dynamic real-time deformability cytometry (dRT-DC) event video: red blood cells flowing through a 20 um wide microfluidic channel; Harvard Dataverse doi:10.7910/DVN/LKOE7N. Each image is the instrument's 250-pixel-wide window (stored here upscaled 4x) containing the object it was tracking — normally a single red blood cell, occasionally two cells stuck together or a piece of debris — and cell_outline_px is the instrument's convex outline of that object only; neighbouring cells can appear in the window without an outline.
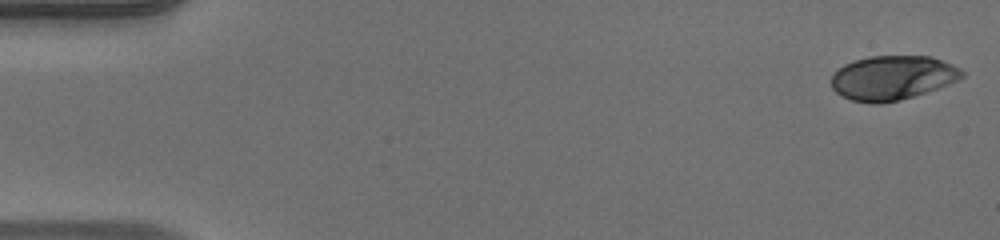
{"species": "human", "species_latin": "Homo sapiens", "temperature_condition": "warm", "stored_images_in_passage": 51, "camera_frame_rate_fps": 3000, "um_per_image_px": 0.085, "donor": {"sex": "male"}, "frame": {"image": 1, "passage_image": 1, "time_ms": 0.0, "image_size_px": [1000, 240], "cell_outline_px": [[964, 76], [948, 84], [900, 100], [880, 104], [872, 104], [852, 100], [836, 92], [832, 88], [832, 72], [844, 64], [852, 60], [868, 56], [932, 56], [952, 64], [960, 68], [964, 72]], "centroid_in_image_um": [75.83, 6.6], "position_along_channel_um": 9.2, "area_um2": 33.76}}
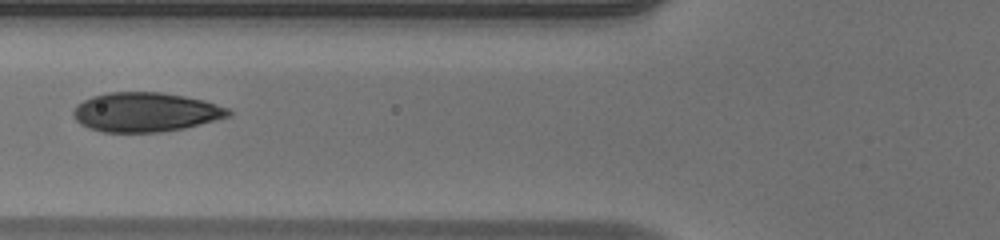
{"frame": {"image": 2, "passage_image": 20, "time_ms": 6.333, "image_size_px": [1000, 240], "cell_outline_px": [[232, 116], [184, 128], [160, 132], [100, 132], [88, 128], [80, 124], [72, 116], [72, 112], [76, 104], [92, 96], [108, 92], [160, 92], [184, 96], [204, 100], [228, 108], [232, 112]], "centroid_in_image_um": [12.35, 9.53], "position_along_channel_um": 113.5, "area_um2": 35.78}}
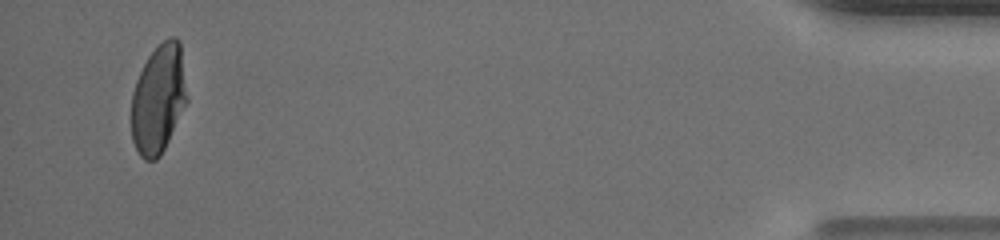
{"frame": {"image": 3, "passage_image": 49, "time_ms": 16.0, "image_size_px": [1000, 240], "cell_outline_px": [[188, 100], [160, 156], [156, 160], [144, 160], [140, 156], [132, 140], [132, 92], [136, 80], [148, 56], [168, 36], [176, 36], [180, 40], [188, 96]], "centroid_in_image_um": [13.48, 8.39], "position_along_channel_um": 421.7, "area_um2": 35.32}, "authors_computed_cell_mechanics": {"area_um2": 35.4892, "velocity_mm_per_s": 4.0103, "shape_relaxation_time_tau1_ms": 4.913, "shape_relaxation_time_tau2_ms": null, "deformation_change_tau1": 0.2324, "deformation_change_tau2": null}}